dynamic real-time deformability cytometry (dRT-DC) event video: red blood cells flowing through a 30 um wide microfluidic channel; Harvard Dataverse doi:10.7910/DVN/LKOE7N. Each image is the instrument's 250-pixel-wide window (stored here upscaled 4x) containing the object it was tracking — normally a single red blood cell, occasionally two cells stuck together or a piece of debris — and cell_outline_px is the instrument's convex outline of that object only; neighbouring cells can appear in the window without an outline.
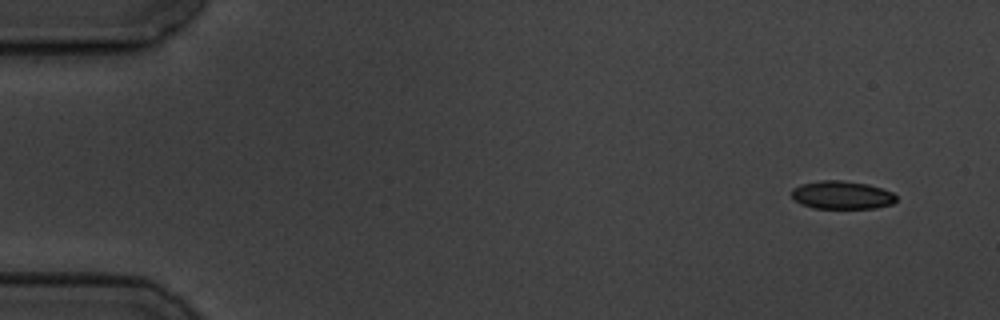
{"species": "common noctule bat (a hibernating species)", "species_latin": "Nyctalus noctula", "temperature_condition": "cold", "stored_images_in_passage": 7, "camera_frame_rate_fps": 3000, "um_per_image_px": 0.085, "animal": {"sex": "male", "body_mass_g": 19.5, "forearm_length_mm": 54.6}, "frame": {"image": 1, "passage_image": 1, "time_ms": 0.0, "image_size_px": [1000, 320], "cell_outline_px": [[896, 200], [892, 204], [876, 208], [812, 208], [800, 204], [792, 196], [792, 188], [800, 184], [820, 180], [840, 180], [868, 184], [892, 192], [896, 196]], "centroid_in_image_um": [71.54, 16.58], "position_along_channel_um": 13.5, "area_um2": 17.17}}
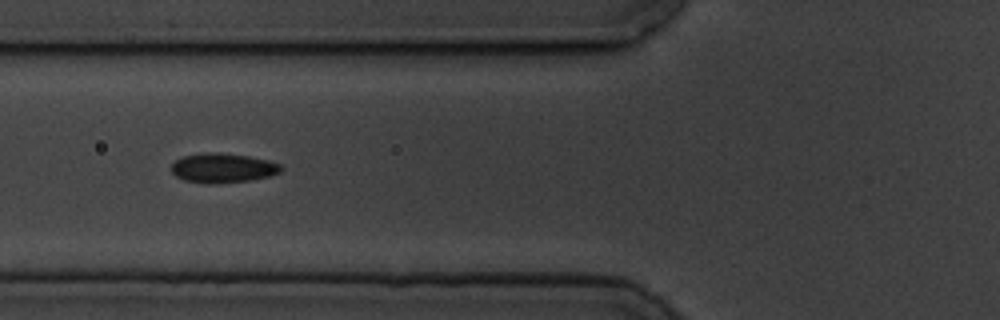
{"frame": {"image": 2, "passage_image": 6, "time_ms": 6.0, "image_size_px": [1000, 320], "cell_outline_px": [[284, 168], [280, 172], [268, 176], [248, 180], [208, 184], [184, 180], [176, 176], [172, 172], [172, 164], [176, 160], [184, 156], [208, 152], [216, 152], [248, 156], [268, 160], [280, 164]], "centroid_in_image_um": [18.94, 14.27], "position_along_channel_um": 106.9, "area_um2": 18.61}}
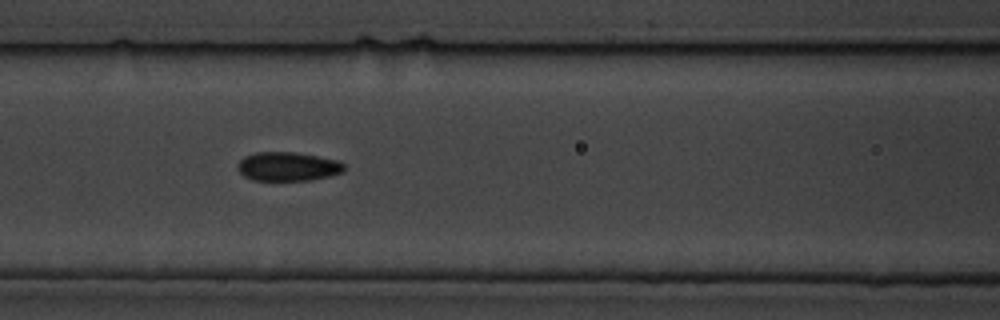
{"frame": {"image": 3, "passage_image": 7, "time_ms": 7.0, "image_size_px": [1000, 320], "cell_outline_px": [[344, 172], [312, 180], [252, 180], [244, 176], [236, 168], [236, 164], [244, 156], [256, 152], [296, 152], [336, 160], [344, 164]], "centroid_in_image_um": [24.42, 14.15], "position_along_channel_um": 142.2, "area_um2": 17.98}}